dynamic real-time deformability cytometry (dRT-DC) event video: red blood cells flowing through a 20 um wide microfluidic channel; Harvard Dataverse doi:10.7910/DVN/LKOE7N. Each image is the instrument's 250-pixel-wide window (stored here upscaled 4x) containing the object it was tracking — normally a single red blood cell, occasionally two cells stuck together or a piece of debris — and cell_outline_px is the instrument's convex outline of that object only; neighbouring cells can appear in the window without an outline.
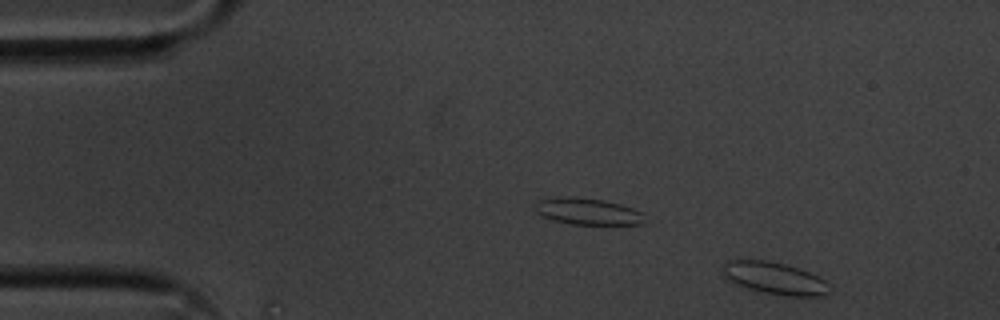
{"species": "common noctule bat (a hibernating species)", "species_latin": "Nyctalus noctula", "temperature_condition": "cold", "stored_images_in_passage": 5, "camera_frame_rate_fps": 3000, "um_per_image_px": 0.085, "animal": {"sex": "male", "body_mass_g": 20.1, "forearm_length_mm": 53.5}, "frame": {"image": 1, "passage_image": 1, "time_ms": 0.0, "image_size_px": [1000, 320], "cell_outline_px": [[832, 292], [824, 296], [784, 296], [764, 292], [748, 288], [736, 284], [728, 280], [724, 276], [724, 264], [728, 260], [764, 260], [784, 264], [808, 272], [824, 280], [828, 284]], "centroid_in_image_um": [65.87, 23.67], "position_along_channel_um": 19.1, "area_um2": 19.77}}
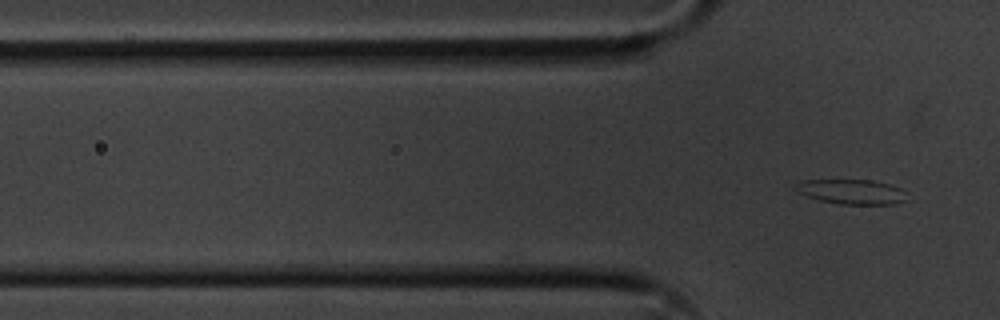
{"frame": {"image": 2, "passage_image": 5, "time_ms": 1.333, "image_size_px": [1000, 320], "cell_outline_px": [[904, 200], [896, 204], [840, 204], [820, 200], [796, 192], [796, 184], [804, 180], [872, 180], [888, 184], [900, 188]], "centroid_in_image_um": [72.34, 16.29], "position_along_channel_um": 53.5, "area_um2": 15.66}}